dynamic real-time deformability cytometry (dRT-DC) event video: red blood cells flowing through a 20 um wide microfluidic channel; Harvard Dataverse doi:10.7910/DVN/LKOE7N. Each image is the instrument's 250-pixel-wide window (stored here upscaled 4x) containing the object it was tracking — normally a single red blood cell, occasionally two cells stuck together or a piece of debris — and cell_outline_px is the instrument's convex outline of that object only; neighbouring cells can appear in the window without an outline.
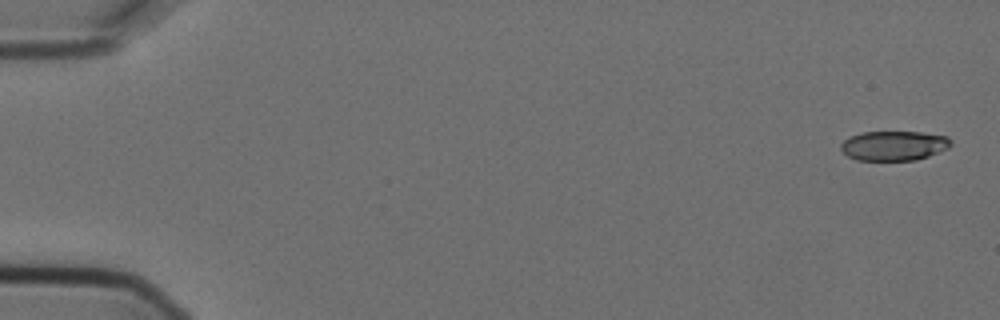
{"species": "Egyptian fruit bat (a non-hibernating species)", "species_latin": "Rousettus aegyptiacus", "temperature_condition": "cold", "stored_images_in_passage": 6, "segment_of_instrument_passage": [2, 2], "camera_frame_rate_fps": 3000, "um_per_image_px": 0.085, "animal": {"sex": "female"}, "frame": {"image": 1, "passage_image": 6, "time_ms": 1.667, "image_size_px": [1000, 320], "cell_outline_px": [[952, 144], [948, 148], [928, 156], [916, 160], [856, 160], [848, 156], [840, 148], [840, 144], [848, 136], [860, 132], [920, 132], [948, 136], [952, 140]], "centroid_in_image_um": [75.97, 12.37], "position_along_channel_um": 9.0, "area_um2": 19.13}}